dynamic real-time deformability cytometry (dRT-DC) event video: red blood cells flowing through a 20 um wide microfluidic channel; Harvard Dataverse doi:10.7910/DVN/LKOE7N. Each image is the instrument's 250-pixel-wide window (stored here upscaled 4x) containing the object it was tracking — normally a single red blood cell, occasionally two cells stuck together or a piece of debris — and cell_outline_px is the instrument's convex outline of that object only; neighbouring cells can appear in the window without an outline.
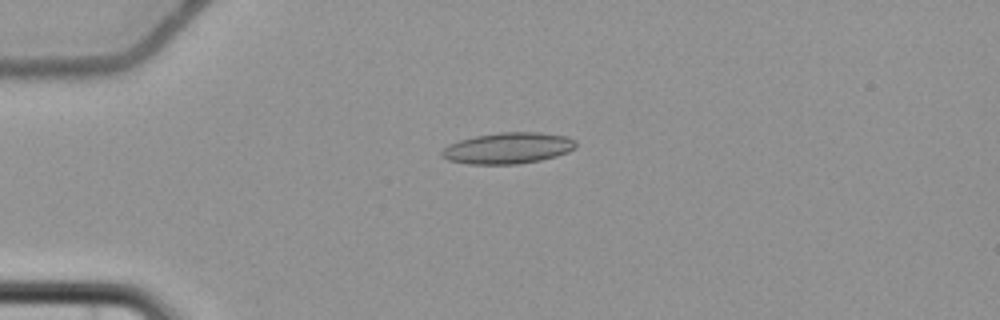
{"species": "common noctule bat (a hibernating species)", "species_latin": "Nyctalus noctula", "temperature_condition": "cold", "stored_images_in_passage": 6, "camera_frame_rate_fps": 3000, "um_per_image_px": 0.085, "animal": {"sex": "female", "body_mass_g": 22.7, "forearm_length_mm": 54.2}, "frame": {"image": 1, "passage_image": 5, "time_ms": 4.667, "image_size_px": [1000, 320], "cell_outline_px": [[576, 148], [568, 152], [556, 156], [540, 160], [516, 164], [468, 164], [448, 160], [440, 156], [440, 152], [448, 144], [460, 140], [476, 136], [500, 132], [540, 132], [568, 136], [576, 140]], "centroid_in_image_um": [43.19, 12.59], "position_along_channel_um": 41.8, "area_um2": 24.51}}